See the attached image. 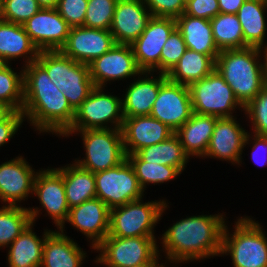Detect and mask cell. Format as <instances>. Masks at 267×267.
Listing matches in <instances>:
<instances>
[{"instance_id":"6da1fadb","label":"cell","mask_w":267,"mask_h":267,"mask_svg":"<svg viewBox=\"0 0 267 267\" xmlns=\"http://www.w3.org/2000/svg\"><path fill=\"white\" fill-rule=\"evenodd\" d=\"M24 102L22 113L37 130L63 135L72 125L75 110L64 93L35 61L23 70ZM26 115V116H25Z\"/></svg>"},{"instance_id":"7a4b0ae2","label":"cell","mask_w":267,"mask_h":267,"mask_svg":"<svg viewBox=\"0 0 267 267\" xmlns=\"http://www.w3.org/2000/svg\"><path fill=\"white\" fill-rule=\"evenodd\" d=\"M222 216H192L173 224L162 236L170 262L220 255L225 227Z\"/></svg>"},{"instance_id":"3957f363","label":"cell","mask_w":267,"mask_h":267,"mask_svg":"<svg viewBox=\"0 0 267 267\" xmlns=\"http://www.w3.org/2000/svg\"><path fill=\"white\" fill-rule=\"evenodd\" d=\"M261 48L221 50L215 69L223 76L236 99L245 107L266 85L262 64H259ZM260 54V55H259Z\"/></svg>"},{"instance_id":"277c9868","label":"cell","mask_w":267,"mask_h":267,"mask_svg":"<svg viewBox=\"0 0 267 267\" xmlns=\"http://www.w3.org/2000/svg\"><path fill=\"white\" fill-rule=\"evenodd\" d=\"M36 62L64 93L75 111L95 87L90 77L89 65L76 62L60 50L40 51Z\"/></svg>"},{"instance_id":"5b68a950","label":"cell","mask_w":267,"mask_h":267,"mask_svg":"<svg viewBox=\"0 0 267 267\" xmlns=\"http://www.w3.org/2000/svg\"><path fill=\"white\" fill-rule=\"evenodd\" d=\"M229 237L224 227L221 254L229 253L234 267H267V238L251 218H239Z\"/></svg>"},{"instance_id":"8992f818","label":"cell","mask_w":267,"mask_h":267,"mask_svg":"<svg viewBox=\"0 0 267 267\" xmlns=\"http://www.w3.org/2000/svg\"><path fill=\"white\" fill-rule=\"evenodd\" d=\"M141 199L110 209L109 236L155 237L153 228L167 204L161 200L141 203Z\"/></svg>"},{"instance_id":"52a82bcc","label":"cell","mask_w":267,"mask_h":267,"mask_svg":"<svg viewBox=\"0 0 267 267\" xmlns=\"http://www.w3.org/2000/svg\"><path fill=\"white\" fill-rule=\"evenodd\" d=\"M83 136L86 158L76 161L93 173L114 168L127 159L121 129L77 130Z\"/></svg>"},{"instance_id":"ba28073f","label":"cell","mask_w":267,"mask_h":267,"mask_svg":"<svg viewBox=\"0 0 267 267\" xmlns=\"http://www.w3.org/2000/svg\"><path fill=\"white\" fill-rule=\"evenodd\" d=\"M189 89L192 111L196 114L227 118L233 117L231 111L236 106L244 108L216 69L205 78L192 83Z\"/></svg>"},{"instance_id":"9c48e42d","label":"cell","mask_w":267,"mask_h":267,"mask_svg":"<svg viewBox=\"0 0 267 267\" xmlns=\"http://www.w3.org/2000/svg\"><path fill=\"white\" fill-rule=\"evenodd\" d=\"M103 92V87L95 86L92 89L86 100L76 109L73 123L63 136H69L77 130L108 129L106 122L114 124L115 129L122 128V100Z\"/></svg>"},{"instance_id":"30bf717a","label":"cell","mask_w":267,"mask_h":267,"mask_svg":"<svg viewBox=\"0 0 267 267\" xmlns=\"http://www.w3.org/2000/svg\"><path fill=\"white\" fill-rule=\"evenodd\" d=\"M156 243L155 237L121 238L107 235L95 248L101 252L95 262L108 267H138L158 256Z\"/></svg>"},{"instance_id":"8fae6325","label":"cell","mask_w":267,"mask_h":267,"mask_svg":"<svg viewBox=\"0 0 267 267\" xmlns=\"http://www.w3.org/2000/svg\"><path fill=\"white\" fill-rule=\"evenodd\" d=\"M94 176L96 198L110 209L142 199L144 190L127 159L114 168L94 173Z\"/></svg>"},{"instance_id":"7c38bea8","label":"cell","mask_w":267,"mask_h":267,"mask_svg":"<svg viewBox=\"0 0 267 267\" xmlns=\"http://www.w3.org/2000/svg\"><path fill=\"white\" fill-rule=\"evenodd\" d=\"M176 28V19L152 16L143 33L130 45L142 72L160 70L163 45Z\"/></svg>"},{"instance_id":"4fadbf2b","label":"cell","mask_w":267,"mask_h":267,"mask_svg":"<svg viewBox=\"0 0 267 267\" xmlns=\"http://www.w3.org/2000/svg\"><path fill=\"white\" fill-rule=\"evenodd\" d=\"M189 86L166 80L159 89L150 116L176 132L192 115Z\"/></svg>"},{"instance_id":"5bb4252c","label":"cell","mask_w":267,"mask_h":267,"mask_svg":"<svg viewBox=\"0 0 267 267\" xmlns=\"http://www.w3.org/2000/svg\"><path fill=\"white\" fill-rule=\"evenodd\" d=\"M23 27L39 51L60 50L71 28L56 8H41Z\"/></svg>"},{"instance_id":"9a60e30c","label":"cell","mask_w":267,"mask_h":267,"mask_svg":"<svg viewBox=\"0 0 267 267\" xmlns=\"http://www.w3.org/2000/svg\"><path fill=\"white\" fill-rule=\"evenodd\" d=\"M115 44L110 30L85 26L71 27L66 43L60 51L76 62L89 65Z\"/></svg>"},{"instance_id":"2e32d148","label":"cell","mask_w":267,"mask_h":267,"mask_svg":"<svg viewBox=\"0 0 267 267\" xmlns=\"http://www.w3.org/2000/svg\"><path fill=\"white\" fill-rule=\"evenodd\" d=\"M90 77L96 87H104L110 80L126 79L134 75H145L135 61L130 45L115 44L108 52L89 64Z\"/></svg>"},{"instance_id":"e0dca14e","label":"cell","mask_w":267,"mask_h":267,"mask_svg":"<svg viewBox=\"0 0 267 267\" xmlns=\"http://www.w3.org/2000/svg\"><path fill=\"white\" fill-rule=\"evenodd\" d=\"M33 192L63 233L64 223L70 210L66 199L63 176L56 169L37 172Z\"/></svg>"},{"instance_id":"ac0fdd59","label":"cell","mask_w":267,"mask_h":267,"mask_svg":"<svg viewBox=\"0 0 267 267\" xmlns=\"http://www.w3.org/2000/svg\"><path fill=\"white\" fill-rule=\"evenodd\" d=\"M143 0H118L110 26L116 44L131 45L152 17ZM147 11V12H146Z\"/></svg>"},{"instance_id":"d6986e66","label":"cell","mask_w":267,"mask_h":267,"mask_svg":"<svg viewBox=\"0 0 267 267\" xmlns=\"http://www.w3.org/2000/svg\"><path fill=\"white\" fill-rule=\"evenodd\" d=\"M67 222L93 241L95 249L109 234L110 208L98 198L71 207Z\"/></svg>"},{"instance_id":"ffe728a7","label":"cell","mask_w":267,"mask_h":267,"mask_svg":"<svg viewBox=\"0 0 267 267\" xmlns=\"http://www.w3.org/2000/svg\"><path fill=\"white\" fill-rule=\"evenodd\" d=\"M121 130L126 155L135 154L144 147L165 141L175 133L166 124L151 116L124 118Z\"/></svg>"},{"instance_id":"44dd1931","label":"cell","mask_w":267,"mask_h":267,"mask_svg":"<svg viewBox=\"0 0 267 267\" xmlns=\"http://www.w3.org/2000/svg\"><path fill=\"white\" fill-rule=\"evenodd\" d=\"M236 122L233 117L217 119L205 156L240 163L242 149L250 136Z\"/></svg>"},{"instance_id":"7402d4cb","label":"cell","mask_w":267,"mask_h":267,"mask_svg":"<svg viewBox=\"0 0 267 267\" xmlns=\"http://www.w3.org/2000/svg\"><path fill=\"white\" fill-rule=\"evenodd\" d=\"M36 174L21 156L0 165V199L16 205L28 197L33 193Z\"/></svg>"},{"instance_id":"603a6c76","label":"cell","mask_w":267,"mask_h":267,"mask_svg":"<svg viewBox=\"0 0 267 267\" xmlns=\"http://www.w3.org/2000/svg\"><path fill=\"white\" fill-rule=\"evenodd\" d=\"M140 78L129 85L122 100L124 118L135 116H150L154 102L158 96L160 86L167 80L164 73L156 78Z\"/></svg>"},{"instance_id":"cb8c5ba5","label":"cell","mask_w":267,"mask_h":267,"mask_svg":"<svg viewBox=\"0 0 267 267\" xmlns=\"http://www.w3.org/2000/svg\"><path fill=\"white\" fill-rule=\"evenodd\" d=\"M218 117L192 113L191 117L175 132L185 153L205 157Z\"/></svg>"},{"instance_id":"d4e9b609","label":"cell","mask_w":267,"mask_h":267,"mask_svg":"<svg viewBox=\"0 0 267 267\" xmlns=\"http://www.w3.org/2000/svg\"><path fill=\"white\" fill-rule=\"evenodd\" d=\"M41 267H80L85 254L62 232H51L45 239Z\"/></svg>"},{"instance_id":"484cf974","label":"cell","mask_w":267,"mask_h":267,"mask_svg":"<svg viewBox=\"0 0 267 267\" xmlns=\"http://www.w3.org/2000/svg\"><path fill=\"white\" fill-rule=\"evenodd\" d=\"M176 28L181 32L188 49L208 56H218L220 53L213 39L210 20L183 13L176 19Z\"/></svg>"},{"instance_id":"4316f807","label":"cell","mask_w":267,"mask_h":267,"mask_svg":"<svg viewBox=\"0 0 267 267\" xmlns=\"http://www.w3.org/2000/svg\"><path fill=\"white\" fill-rule=\"evenodd\" d=\"M217 56H208L188 49L180 60L166 74L167 79L174 83L190 86L205 78L216 67Z\"/></svg>"},{"instance_id":"83f0119b","label":"cell","mask_w":267,"mask_h":267,"mask_svg":"<svg viewBox=\"0 0 267 267\" xmlns=\"http://www.w3.org/2000/svg\"><path fill=\"white\" fill-rule=\"evenodd\" d=\"M39 50L32 43L23 25L2 21L0 22V56L8 60L28 56V65L38 58Z\"/></svg>"},{"instance_id":"f1b7e54d","label":"cell","mask_w":267,"mask_h":267,"mask_svg":"<svg viewBox=\"0 0 267 267\" xmlns=\"http://www.w3.org/2000/svg\"><path fill=\"white\" fill-rule=\"evenodd\" d=\"M32 225L11 243L8 251L9 267H41L44 241L52 231H45L42 240L32 232Z\"/></svg>"},{"instance_id":"f546056e","label":"cell","mask_w":267,"mask_h":267,"mask_svg":"<svg viewBox=\"0 0 267 267\" xmlns=\"http://www.w3.org/2000/svg\"><path fill=\"white\" fill-rule=\"evenodd\" d=\"M55 169L63 176L69 208L96 198L95 176L93 172L80 167L76 163L66 168Z\"/></svg>"},{"instance_id":"4dcf8cb0","label":"cell","mask_w":267,"mask_h":267,"mask_svg":"<svg viewBox=\"0 0 267 267\" xmlns=\"http://www.w3.org/2000/svg\"><path fill=\"white\" fill-rule=\"evenodd\" d=\"M266 0H246L237 12L241 23L246 47L263 48L265 40V15Z\"/></svg>"},{"instance_id":"1f68e13d","label":"cell","mask_w":267,"mask_h":267,"mask_svg":"<svg viewBox=\"0 0 267 267\" xmlns=\"http://www.w3.org/2000/svg\"><path fill=\"white\" fill-rule=\"evenodd\" d=\"M142 161L174 166L184 170L189 156L185 153L179 137L174 133L165 141L147 146L135 153Z\"/></svg>"},{"instance_id":"d6a6232c","label":"cell","mask_w":267,"mask_h":267,"mask_svg":"<svg viewBox=\"0 0 267 267\" xmlns=\"http://www.w3.org/2000/svg\"><path fill=\"white\" fill-rule=\"evenodd\" d=\"M38 211L18 205H6L0 208V247L13 242L30 224L34 223Z\"/></svg>"},{"instance_id":"836d02e7","label":"cell","mask_w":267,"mask_h":267,"mask_svg":"<svg viewBox=\"0 0 267 267\" xmlns=\"http://www.w3.org/2000/svg\"><path fill=\"white\" fill-rule=\"evenodd\" d=\"M213 39L218 49L245 48L243 31L237 14L219 13L210 20Z\"/></svg>"},{"instance_id":"e575fe53","label":"cell","mask_w":267,"mask_h":267,"mask_svg":"<svg viewBox=\"0 0 267 267\" xmlns=\"http://www.w3.org/2000/svg\"><path fill=\"white\" fill-rule=\"evenodd\" d=\"M127 160L133 166L140 186L144 190L148 183H163L177 177L181 172L174 166L148 163L142 161L136 154L127 155Z\"/></svg>"},{"instance_id":"d590c367","label":"cell","mask_w":267,"mask_h":267,"mask_svg":"<svg viewBox=\"0 0 267 267\" xmlns=\"http://www.w3.org/2000/svg\"><path fill=\"white\" fill-rule=\"evenodd\" d=\"M24 102L23 70L20 75L8 65L0 72V103L12 111L22 112Z\"/></svg>"},{"instance_id":"8d00e7d4","label":"cell","mask_w":267,"mask_h":267,"mask_svg":"<svg viewBox=\"0 0 267 267\" xmlns=\"http://www.w3.org/2000/svg\"><path fill=\"white\" fill-rule=\"evenodd\" d=\"M118 0H88L84 26L110 30Z\"/></svg>"},{"instance_id":"74e56055","label":"cell","mask_w":267,"mask_h":267,"mask_svg":"<svg viewBox=\"0 0 267 267\" xmlns=\"http://www.w3.org/2000/svg\"><path fill=\"white\" fill-rule=\"evenodd\" d=\"M3 20L23 25L41 7L37 0H1Z\"/></svg>"},{"instance_id":"f35d334b","label":"cell","mask_w":267,"mask_h":267,"mask_svg":"<svg viewBox=\"0 0 267 267\" xmlns=\"http://www.w3.org/2000/svg\"><path fill=\"white\" fill-rule=\"evenodd\" d=\"M187 50L181 32L175 28L163 45L160 57V73L167 74Z\"/></svg>"},{"instance_id":"ab89813d","label":"cell","mask_w":267,"mask_h":267,"mask_svg":"<svg viewBox=\"0 0 267 267\" xmlns=\"http://www.w3.org/2000/svg\"><path fill=\"white\" fill-rule=\"evenodd\" d=\"M243 110L249 114L255 134L267 136V84Z\"/></svg>"},{"instance_id":"60d3db41","label":"cell","mask_w":267,"mask_h":267,"mask_svg":"<svg viewBox=\"0 0 267 267\" xmlns=\"http://www.w3.org/2000/svg\"><path fill=\"white\" fill-rule=\"evenodd\" d=\"M88 0H59L56 7L70 27L84 26Z\"/></svg>"},{"instance_id":"b9f144b4","label":"cell","mask_w":267,"mask_h":267,"mask_svg":"<svg viewBox=\"0 0 267 267\" xmlns=\"http://www.w3.org/2000/svg\"><path fill=\"white\" fill-rule=\"evenodd\" d=\"M152 16L177 19L186 7V0H143Z\"/></svg>"},{"instance_id":"7bdbcfd3","label":"cell","mask_w":267,"mask_h":267,"mask_svg":"<svg viewBox=\"0 0 267 267\" xmlns=\"http://www.w3.org/2000/svg\"><path fill=\"white\" fill-rule=\"evenodd\" d=\"M219 13L218 0H186L184 14L211 20Z\"/></svg>"},{"instance_id":"ee69618b","label":"cell","mask_w":267,"mask_h":267,"mask_svg":"<svg viewBox=\"0 0 267 267\" xmlns=\"http://www.w3.org/2000/svg\"><path fill=\"white\" fill-rule=\"evenodd\" d=\"M24 119L20 111H12L0 122V146L8 142L17 132Z\"/></svg>"},{"instance_id":"f6af8a7d","label":"cell","mask_w":267,"mask_h":267,"mask_svg":"<svg viewBox=\"0 0 267 267\" xmlns=\"http://www.w3.org/2000/svg\"><path fill=\"white\" fill-rule=\"evenodd\" d=\"M246 0H218L220 13L237 14Z\"/></svg>"},{"instance_id":"bcb514c9","label":"cell","mask_w":267,"mask_h":267,"mask_svg":"<svg viewBox=\"0 0 267 267\" xmlns=\"http://www.w3.org/2000/svg\"><path fill=\"white\" fill-rule=\"evenodd\" d=\"M254 136H255V138H253V140H254V143L255 144L253 145V148H252L253 152H252V155L251 156H252L253 161L256 164H259L261 162H259L260 160H256L257 159L256 157L258 155L257 152H259L262 149L264 151V149H265L266 150V153H267V136H265V135H256V134ZM266 161L267 160H265L264 162L262 161L263 163H261V165H266L267 164Z\"/></svg>"},{"instance_id":"7dc6e473","label":"cell","mask_w":267,"mask_h":267,"mask_svg":"<svg viewBox=\"0 0 267 267\" xmlns=\"http://www.w3.org/2000/svg\"><path fill=\"white\" fill-rule=\"evenodd\" d=\"M41 8H56L59 0H37Z\"/></svg>"},{"instance_id":"c3c4849f","label":"cell","mask_w":267,"mask_h":267,"mask_svg":"<svg viewBox=\"0 0 267 267\" xmlns=\"http://www.w3.org/2000/svg\"><path fill=\"white\" fill-rule=\"evenodd\" d=\"M265 49V51H264V63H262L261 62V64H262V69H263V75H264V80H265V82H266V84H267V46L266 47H264Z\"/></svg>"},{"instance_id":"681fc988","label":"cell","mask_w":267,"mask_h":267,"mask_svg":"<svg viewBox=\"0 0 267 267\" xmlns=\"http://www.w3.org/2000/svg\"><path fill=\"white\" fill-rule=\"evenodd\" d=\"M12 112L9 108H0V122Z\"/></svg>"},{"instance_id":"f907efd6","label":"cell","mask_w":267,"mask_h":267,"mask_svg":"<svg viewBox=\"0 0 267 267\" xmlns=\"http://www.w3.org/2000/svg\"><path fill=\"white\" fill-rule=\"evenodd\" d=\"M159 256H157L153 261L149 262V263H146L144 265H141V266H138V267H164L163 265H158L159 263L157 262L158 261V258Z\"/></svg>"},{"instance_id":"816d5d0a","label":"cell","mask_w":267,"mask_h":267,"mask_svg":"<svg viewBox=\"0 0 267 267\" xmlns=\"http://www.w3.org/2000/svg\"><path fill=\"white\" fill-rule=\"evenodd\" d=\"M8 62L0 56V72L8 66Z\"/></svg>"},{"instance_id":"f5cc1de1","label":"cell","mask_w":267,"mask_h":267,"mask_svg":"<svg viewBox=\"0 0 267 267\" xmlns=\"http://www.w3.org/2000/svg\"><path fill=\"white\" fill-rule=\"evenodd\" d=\"M3 21V15H2V1L0 0V22Z\"/></svg>"},{"instance_id":"db71d44e","label":"cell","mask_w":267,"mask_h":267,"mask_svg":"<svg viewBox=\"0 0 267 267\" xmlns=\"http://www.w3.org/2000/svg\"><path fill=\"white\" fill-rule=\"evenodd\" d=\"M0 108H8V107L5 106V105H2V104L0 103Z\"/></svg>"}]
</instances>
